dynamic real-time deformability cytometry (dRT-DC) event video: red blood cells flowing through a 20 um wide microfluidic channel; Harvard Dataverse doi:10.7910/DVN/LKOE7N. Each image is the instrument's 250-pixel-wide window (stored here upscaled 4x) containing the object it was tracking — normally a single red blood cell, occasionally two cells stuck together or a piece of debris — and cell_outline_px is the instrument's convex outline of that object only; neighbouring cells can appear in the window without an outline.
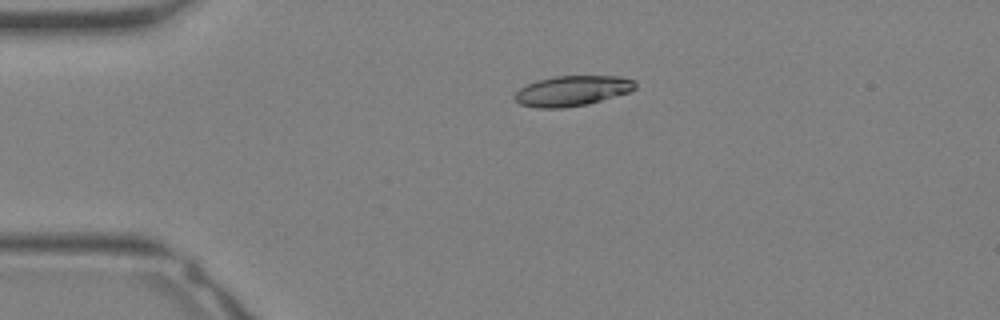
{"species": "Egyptian fruit bat (a non-hibernating species)", "species_latin": "Rousettus aegyptiacus", "temperature_condition": "warm", "stored_images_in_passage": 26, "camera_frame_rate_fps": 3000, "um_per_image_px": 0.085, "animal": {"sex": "female"}, "frame": {"image": 1, "passage_image": 1, "time_ms": 0.0, "image_size_px": [1000, 320], "cell_outline_px": [[636, 88], [628, 92], [588, 104], [564, 108], [536, 108], [520, 104], [512, 96], [520, 88], [528, 84], [540, 80], [556, 76], [620, 76], [632, 80], [636, 84]], "centroid_in_image_um": [48.62, 7.73], "position_along_channel_um": 36.4, "area_um2": 21.1}}
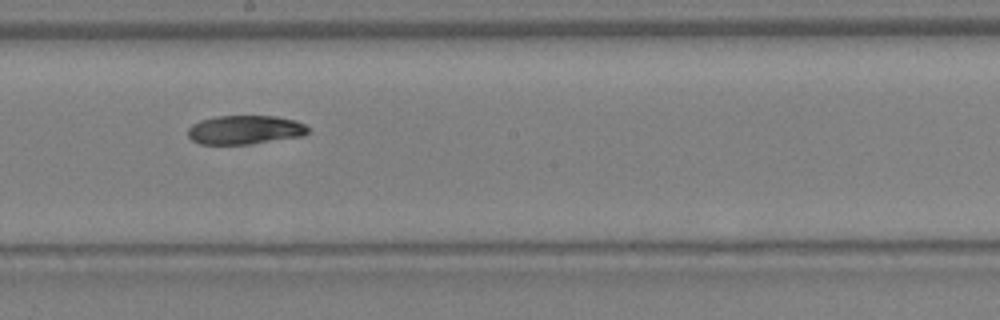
{"frame": {"image": 2, "passage_image": 12, "time_ms": 3.667, "image_size_px": [1000, 320], "cell_outline_px": [[308, 132], [304, 136], [248, 144], [200, 144], [192, 140], [188, 136], [188, 128], [192, 124], [200, 120], [216, 116], [276, 116], [296, 120], [304, 124], [308, 128]], "centroid_in_image_um": [20.82, 11.03], "position_along_channel_um": 227.4, "area_um2": 20.29}}
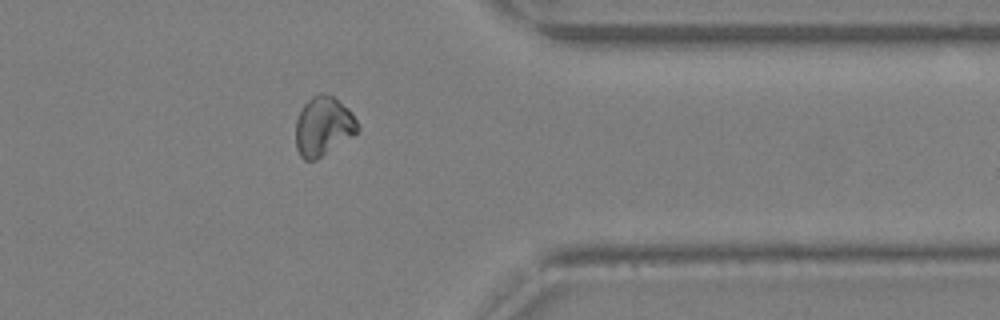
{"frame": {"image": 3, "passage_image": 20, "time_ms": 6.333, "image_size_px": [1000, 320], "cell_outline_px": [[360, 128], [352, 136], [316, 160], [304, 160], [300, 156], [296, 148], [296, 120], [304, 104], [312, 96], [320, 92], [332, 96], [348, 108], [352, 112]], "centroid_in_image_um": [27.46, 10.73], "position_along_channel_um": 383.9, "area_um2": 21.21}}